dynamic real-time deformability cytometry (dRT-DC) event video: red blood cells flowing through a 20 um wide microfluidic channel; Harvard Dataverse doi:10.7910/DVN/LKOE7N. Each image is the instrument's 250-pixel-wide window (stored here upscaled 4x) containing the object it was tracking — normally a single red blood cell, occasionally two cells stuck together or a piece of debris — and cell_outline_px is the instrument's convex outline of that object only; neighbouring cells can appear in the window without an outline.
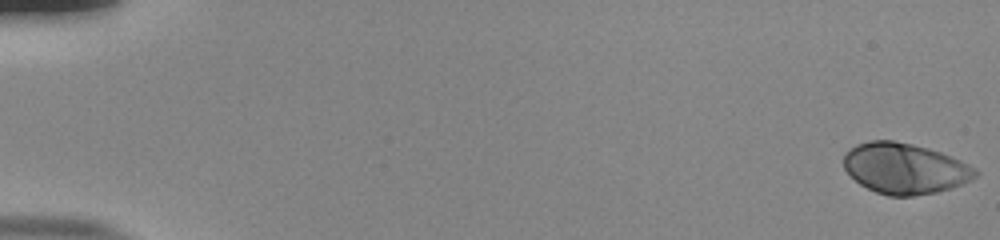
{"species": "human", "species_latin": "Homo sapiens", "temperature_condition": "room temperature", "stored_images_in_passage": 55, "camera_frame_rate_fps": 3000, "um_per_image_px": 0.085, "donor": {"sex": "male"}, "frame": {"image": 1, "passage_image": 1, "time_ms": 0.0, "image_size_px": [1000, 240], "cell_outline_px": [[980, 172], [972, 180], [936, 192], [912, 196], [888, 196], [876, 192], [860, 184], [844, 168], [844, 152], [848, 148], [856, 144], [868, 140], [892, 140], [912, 144], [928, 148], [940, 152], [960, 160], [976, 168]], "centroid_in_image_um": [76.89, 14.3], "position_along_channel_um": 8.1, "area_um2": 38.9}}
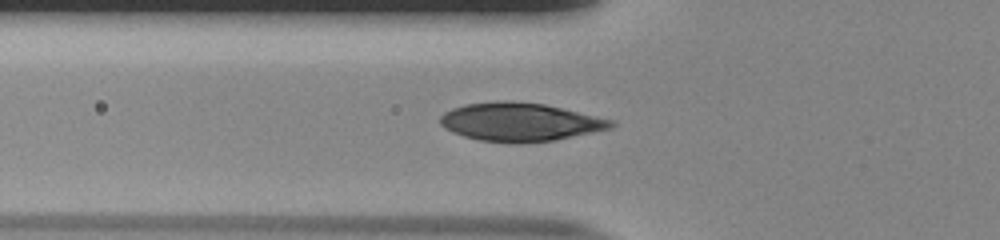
{"frame": {"image": 2, "passage_image": 21, "time_ms": 6.667, "image_size_px": [1000, 240], "cell_outline_px": [[616, 124], [612, 128], [552, 140], [516, 144], [508, 144], [480, 140], [464, 136], [452, 132], [444, 128], [440, 124], [440, 116], [444, 112], [452, 108], [464, 104], [500, 100], [512, 100], [544, 104], [616, 120]], "centroid_in_image_um": [44.18, 10.36], "position_along_channel_um": 81.6, "area_um2": 38.55}}
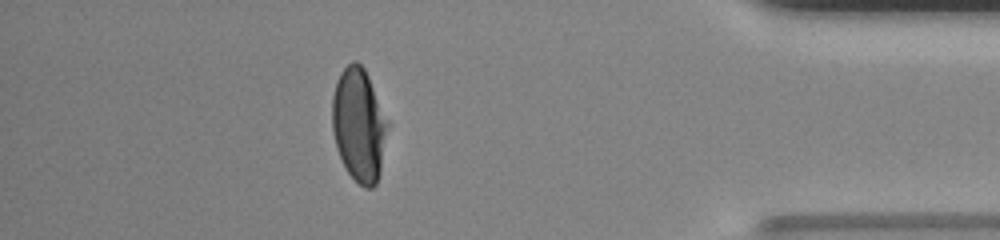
{"frame": {"image": 3, "passage_image": 49, "time_ms": 16.0, "image_size_px": [1000, 240], "cell_outline_px": [[388, 124], [380, 172], [376, 184], [372, 188], [364, 188], [348, 172], [336, 148], [332, 132], [332, 96], [336, 80], [340, 72], [352, 60], [356, 60], [364, 68], [368, 76]], "centroid_in_image_um": [30.47, 10.6], "position_along_channel_um": 404.7, "area_um2": 36.24}, "authors_computed_cell_mechanics": {"area_um2": 38.2058, "velocity_mm_per_s": 3.8185, "shape_relaxation_time_tau1_ms": 3.596, "shape_relaxation_time_tau2_ms": null, "deformation_change_tau1": 0.1937, "deformation_change_tau2": null}}